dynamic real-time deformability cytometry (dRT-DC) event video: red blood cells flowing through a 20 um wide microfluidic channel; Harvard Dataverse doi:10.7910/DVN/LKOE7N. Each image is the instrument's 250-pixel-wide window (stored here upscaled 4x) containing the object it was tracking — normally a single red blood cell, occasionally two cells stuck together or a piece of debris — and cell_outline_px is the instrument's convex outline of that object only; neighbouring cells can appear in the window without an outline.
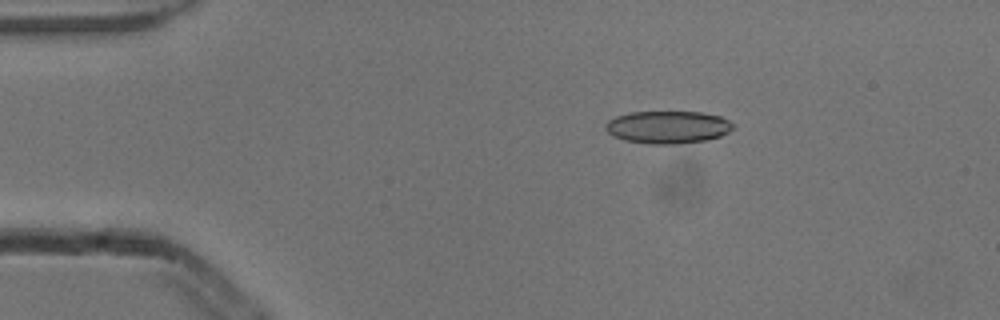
{"species": "common noctule bat (a hibernating species)", "species_latin": "Nyctalus noctula", "temperature_condition": "cold", "stored_images_in_passage": 5, "camera_frame_rate_fps": 3000, "um_per_image_px": 0.085, "animal": {"sex": "male", "body_mass_g": 13.3}, "frame": {"image": 1, "passage_image": 3, "time_ms": 0.667, "image_size_px": [1000, 320], "cell_outline_px": [[736, 128], [720, 136], [704, 140], [676, 144], [652, 144], [624, 140], [608, 132], [604, 128], [604, 124], [608, 120], [616, 116], [632, 112], [700, 112], [720, 116], [736, 124]], "centroid_in_image_um": [56.79, 10.8], "position_along_channel_um": 28.2, "area_um2": 24.22}}
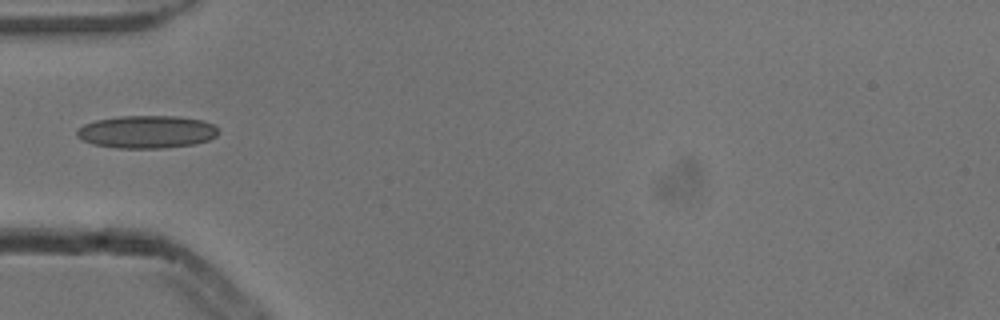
{"frame": {"image": 2, "passage_image": 5, "time_ms": 1.333, "image_size_px": [1000, 320], "cell_outline_px": [[220, 132], [216, 136], [208, 140], [196, 144], [164, 148], [116, 148], [92, 144], [76, 136], [76, 128], [84, 124], [96, 120], [120, 116], [176, 116], [204, 120], [220, 128]], "centroid_in_image_um": [12.49, 11.21], "position_along_channel_um": 72.5, "area_um2": 27.28}}